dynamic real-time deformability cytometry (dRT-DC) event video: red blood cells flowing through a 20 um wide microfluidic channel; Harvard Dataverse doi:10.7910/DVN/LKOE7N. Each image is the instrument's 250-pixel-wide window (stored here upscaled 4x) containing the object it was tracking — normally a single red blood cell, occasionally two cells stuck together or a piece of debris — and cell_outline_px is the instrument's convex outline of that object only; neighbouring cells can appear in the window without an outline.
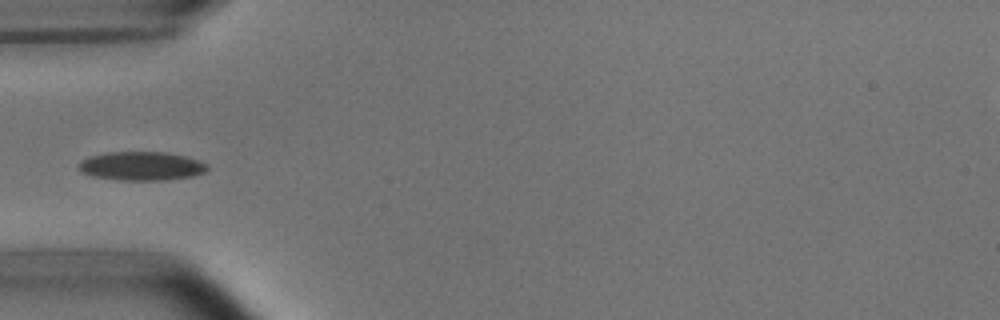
{"species": "common noctule bat (a hibernating species)", "species_latin": "Nyctalus noctula", "temperature_condition": "room temperature", "stored_images_in_passage": 6, "camera_frame_rate_fps": 3000, "um_per_image_px": 0.085, "animal": {"sex": "male", "body_mass_g": 15.6}, "frame": {"image": 1, "passage_image": 5, "time_ms": 4.667, "image_size_px": [1000, 320], "cell_outline_px": [[208, 168], [204, 172], [192, 176], [168, 180], [120, 180], [92, 176], [80, 172], [76, 168], [80, 160], [88, 156], [108, 152], [168, 152], [200, 160], [208, 164]], "centroid_in_image_um": [11.99, 14.11], "position_along_channel_um": 73.0, "area_um2": 21.85}}